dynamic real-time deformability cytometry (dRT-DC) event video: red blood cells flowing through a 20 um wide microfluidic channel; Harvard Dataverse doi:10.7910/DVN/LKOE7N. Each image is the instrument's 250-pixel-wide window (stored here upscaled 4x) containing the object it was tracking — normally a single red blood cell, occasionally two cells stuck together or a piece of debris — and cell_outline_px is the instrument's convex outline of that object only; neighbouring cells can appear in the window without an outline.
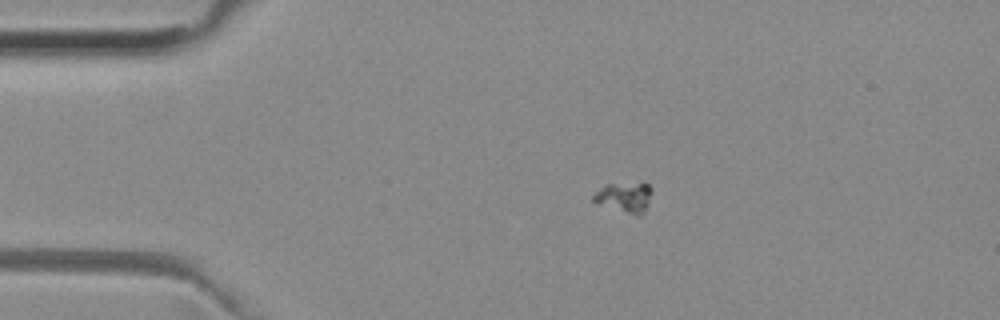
{"species": "common noctule bat (a hibernating species)", "species_latin": "Nyctalus noctula", "temperature_condition": "room temperature", "stored_images_in_passage": 6, "camera_frame_rate_fps": 3000, "um_per_image_px": 0.085, "animal": {"sex": "female", "body_mass_g": 29.2, "forearm_length_mm": 56.3}, "frame": {"image": 1, "passage_image": 4, "time_ms": 1.0, "image_size_px": [1000, 320], "cell_outline_px": [[652, 192], [648, 204], [644, 212], [640, 216], [596, 204], [592, 200], [592, 196], [600, 188], [608, 184], [644, 180], [652, 188]], "centroid_in_image_um": [53.12, 16.72], "position_along_channel_um": 31.9, "area_um2": 10.69}}